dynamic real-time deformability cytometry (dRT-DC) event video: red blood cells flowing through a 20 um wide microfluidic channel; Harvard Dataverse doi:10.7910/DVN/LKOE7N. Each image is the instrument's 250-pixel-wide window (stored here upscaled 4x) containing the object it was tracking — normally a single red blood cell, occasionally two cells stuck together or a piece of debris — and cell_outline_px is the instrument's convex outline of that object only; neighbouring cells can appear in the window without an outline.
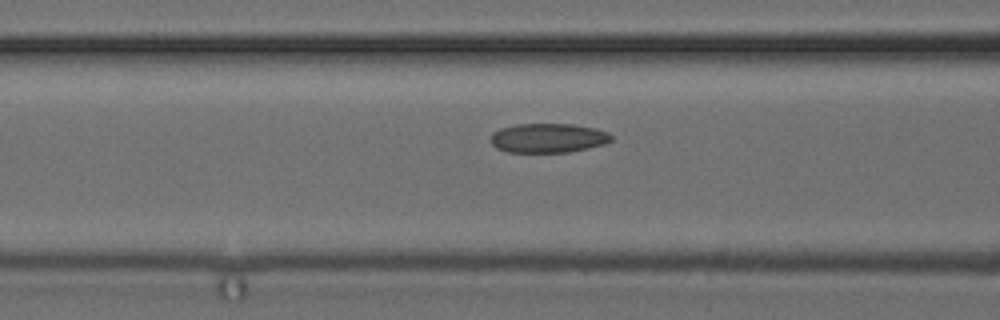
{"species": "common noctule bat (a hibernating species)", "species_latin": "Nyctalus noctula", "temperature_condition": "cold", "stored_images_in_passage": 18, "camera_frame_rate_fps": 3000, "um_per_image_px": 0.085, "animal": {"sex": "female", "body_mass_g": 24.6, "forearm_length_mm": 56.2}, "frame": {"image": 1, "passage_image": 16, "time_ms": 5.0, "image_size_px": [1000, 320], "cell_outline_px": [[612, 140], [604, 144], [588, 148], [568, 152], [508, 152], [496, 148], [492, 144], [492, 132], [500, 128], [516, 124], [572, 124], [596, 128], [608, 132], [612, 136]], "centroid_in_image_um": [46.6, 11.73], "position_along_channel_um": 120.0, "area_um2": 20.63}}